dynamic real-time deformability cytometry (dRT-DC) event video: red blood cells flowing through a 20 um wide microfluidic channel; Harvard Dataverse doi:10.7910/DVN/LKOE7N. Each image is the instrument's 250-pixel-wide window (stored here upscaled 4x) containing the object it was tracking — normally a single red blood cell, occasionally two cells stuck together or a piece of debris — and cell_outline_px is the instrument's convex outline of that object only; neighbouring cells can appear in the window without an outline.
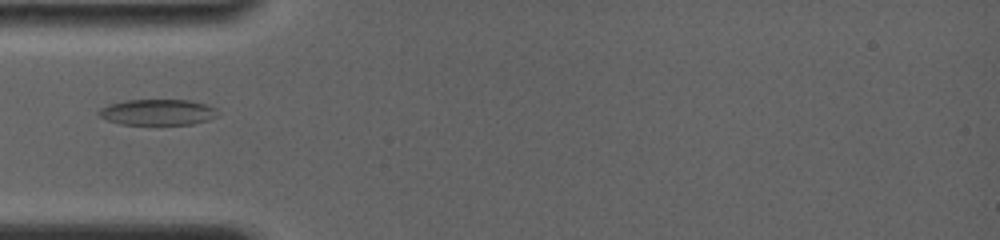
{"species": "common noctule bat (a hibernating species)", "species_latin": "Nyctalus noctula", "temperature_condition": "room temperature", "stored_images_in_passage": 71, "camera_frame_rate_fps": 4000, "um_per_image_px": 0.085, "animal": {"sex": "female", "body_mass_g": 19.0, "forearm_length_mm": 56.7}, "frame": {"image": 1, "passage_image": 1, "time_ms": 0.0, "image_size_px": [1000, 240], "cell_outline_px": [[216, 116], [208, 120], [192, 124], [120, 124], [108, 120], [100, 116], [96, 112], [100, 108], [108, 104], [124, 100], [188, 100], [204, 104], [216, 108]], "centroid_in_image_um": [13.35, 9.53], "position_along_channel_um": 71.7, "area_um2": 17.8}}
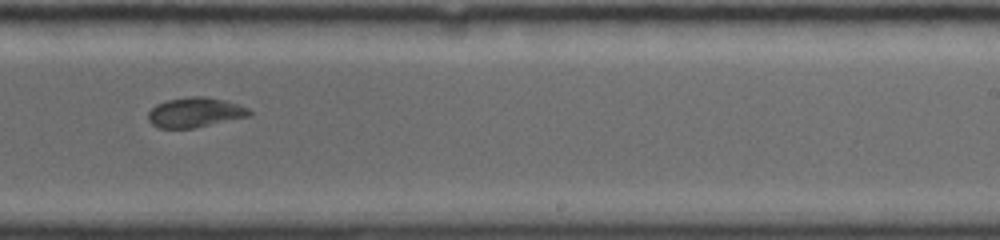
{"frame": {"image": 2, "passage_image": 39, "time_ms": 5.25, "image_size_px": [1000, 240], "cell_outline_px": [[252, 116], [196, 128], [160, 128], [152, 124], [148, 120], [148, 112], [156, 104], [168, 100], [192, 96], [204, 96], [224, 100], [248, 108], [252, 112]], "centroid_in_image_um": [16.6, 9.57], "position_along_channel_um": 272.4, "area_um2": 17.69}}
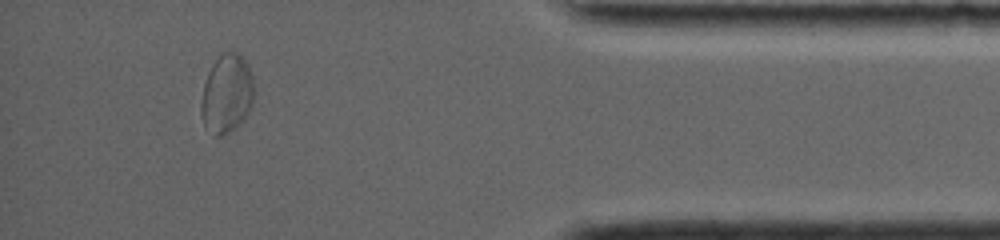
{"frame": {"image": 3, "passage_image": 65, "time_ms": 9.75, "image_size_px": [1000, 240], "cell_outline_px": [[252, 108], [244, 120], [236, 128], [224, 136], [212, 136], [204, 128], [200, 112], [200, 104], [204, 84], [208, 72], [212, 64], [224, 52], [236, 48], [248, 64], [252, 76]], "centroid_in_image_um": [19.26, 8.0], "position_along_channel_um": 415.9, "area_um2": 24.91}}